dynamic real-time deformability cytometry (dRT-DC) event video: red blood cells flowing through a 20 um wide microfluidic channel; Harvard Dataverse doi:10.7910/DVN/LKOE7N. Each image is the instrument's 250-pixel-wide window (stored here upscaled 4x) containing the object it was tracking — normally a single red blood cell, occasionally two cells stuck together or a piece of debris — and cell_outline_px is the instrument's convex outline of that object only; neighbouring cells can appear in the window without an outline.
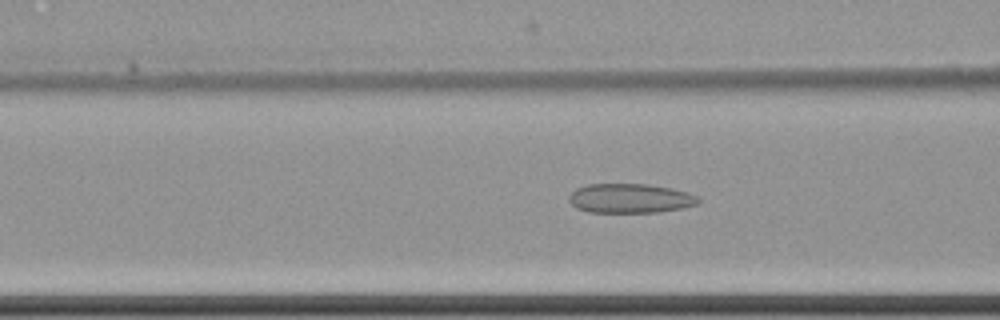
{"species": "common noctule bat (a hibernating species)", "species_latin": "Nyctalus noctula", "temperature_condition": "cold", "stored_images_in_passage": 45, "camera_frame_rate_fps": 3000, "um_per_image_px": 0.085, "animal": {"sex": "female", "body_mass_g": 22.7, "forearm_length_mm": 54.2}, "frame": {"image": 1, "passage_image": 10, "time_ms": 3.0, "image_size_px": [1000, 320], "cell_outline_px": [[700, 200], [696, 204], [684, 208], [660, 212], [588, 212], [576, 208], [568, 200], [568, 196], [576, 188], [588, 184], [648, 184], [672, 188], [688, 192], [696, 196]], "centroid_in_image_um": [53.55, 16.86], "position_along_channel_um": 113.0, "area_um2": 22.25}}
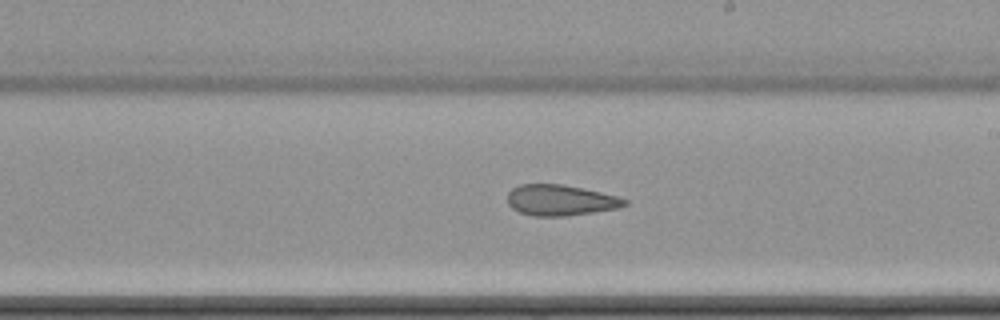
{"frame": {"image": 2, "passage_image": 21, "time_ms": 6.667, "image_size_px": [1000, 320], "cell_outline_px": [[628, 204], [620, 208], [564, 216], [532, 216], [520, 212], [512, 208], [508, 204], [508, 192], [512, 188], [520, 184], [564, 184], [600, 192], [616, 196], [628, 200]], "centroid_in_image_um": [47.63, 17.01], "position_along_channel_um": 241.4, "area_um2": 21.04}}
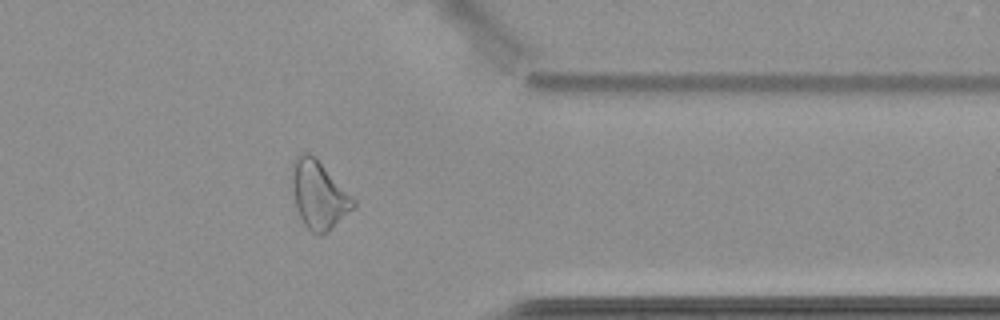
{"frame": {"image": 3, "passage_image": 34, "time_ms": 11.0, "image_size_px": [1000, 320], "cell_outline_px": [[356, 204], [328, 232], [320, 236], [312, 232], [304, 224], [296, 208], [288, 168], [292, 160], [300, 152], [308, 152], [356, 200]], "centroid_in_image_um": [27.02, 16.54], "position_along_channel_um": 384.4, "area_um2": 24.1}, "authors_computed_cell_mechanics": {"area_um2": 22.4842, "velocity_mm_per_s": 3.5035, "shape_relaxation_time_tau1_ms": null, "shape_relaxation_time_tau2_ms": 5.066, "deformation_change_tau1": null, "deformation_change_tau2": 0.1321}}